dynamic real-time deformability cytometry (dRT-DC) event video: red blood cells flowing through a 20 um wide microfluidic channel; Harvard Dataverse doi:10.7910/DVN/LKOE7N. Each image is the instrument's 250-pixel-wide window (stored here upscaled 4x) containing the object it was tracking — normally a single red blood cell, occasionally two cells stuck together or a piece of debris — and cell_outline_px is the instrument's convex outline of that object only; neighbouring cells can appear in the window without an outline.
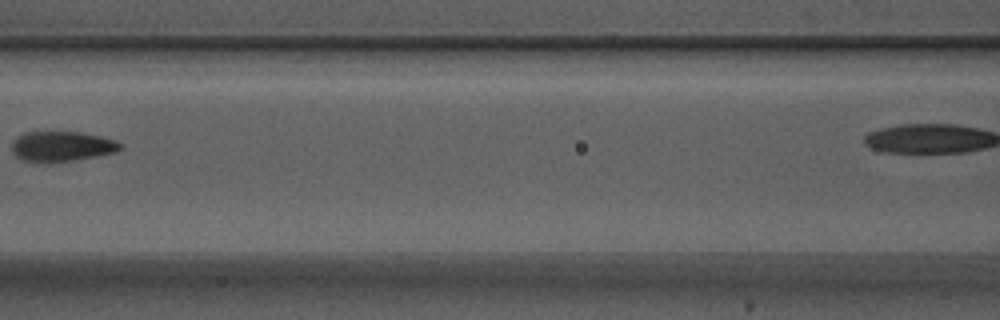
{"species": "Egyptian fruit bat (a non-hibernating species)", "species_latin": "Rousettus aegyptiacus", "temperature_condition": "warm", "stored_images_in_passage": 7, "segment_of_instrument_passage": [1, 2], "camera_frame_rate_fps": 3000, "um_per_image_px": 0.085, "animal": {"sex": "male"}, "frame": {"image": 1, "passage_image": 6, "time_ms": 1.667, "image_size_px": [1000, 320], "cell_outline_px": [[124, 148], [116, 152], [96, 156], [52, 164], [44, 164], [20, 160], [12, 152], [12, 140], [16, 136], [24, 132], [80, 132], [100, 136], [116, 140], [124, 144]], "centroid_in_image_um": [5.23, 12.46], "position_along_channel_um": 161.4, "area_um2": 19.71}}